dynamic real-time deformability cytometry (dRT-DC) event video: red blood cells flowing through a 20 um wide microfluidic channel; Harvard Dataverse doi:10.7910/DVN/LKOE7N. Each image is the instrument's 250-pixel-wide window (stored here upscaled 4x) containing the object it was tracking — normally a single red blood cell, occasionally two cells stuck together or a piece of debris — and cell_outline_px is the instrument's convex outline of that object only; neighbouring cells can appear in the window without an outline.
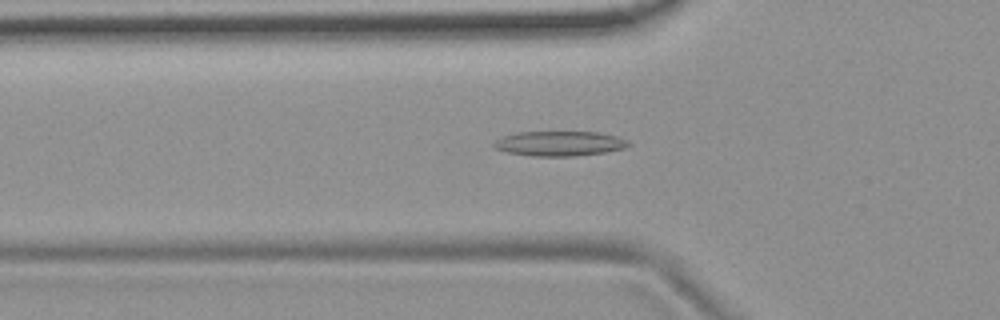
{"species": "common noctule bat (a hibernating species)", "species_latin": "Nyctalus noctula", "temperature_condition": "room temperature", "stored_images_in_passage": 55, "camera_frame_rate_fps": 3000, "um_per_image_px": 0.085, "animal": {"sex": "female", "body_mass_g": 19.9}, "frame": {"image": 1, "passage_image": 18, "time_ms": 5.667, "image_size_px": [1000, 320], "cell_outline_px": [[632, 144], [624, 148], [608, 152], [572, 156], [532, 156], [508, 152], [496, 148], [492, 144], [496, 140], [504, 136], [516, 132], [600, 132], [616, 136], [628, 140]], "centroid_in_image_um": [47.6, 12.2], "position_along_channel_um": 78.2, "area_um2": 19.48}}
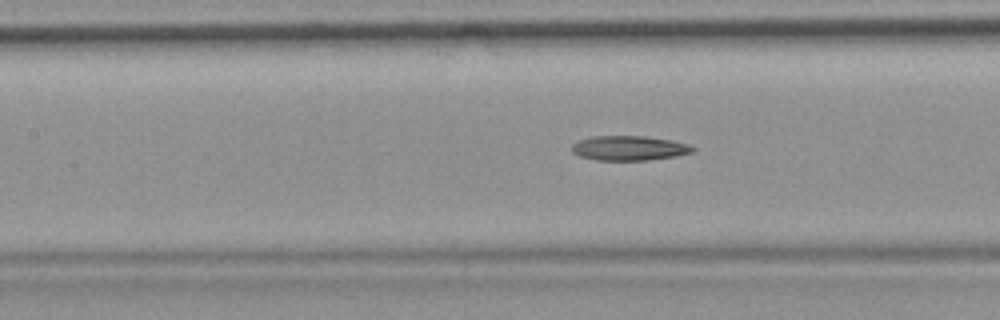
{"frame": {"image": 2, "passage_image": 24, "time_ms": 7.667, "image_size_px": [1000, 320], "cell_outline_px": [[696, 148], [692, 152], [676, 156], [648, 160], [596, 160], [580, 156], [572, 152], [572, 144], [580, 140], [592, 136], [644, 136], [672, 140], [688, 144]], "centroid_in_image_um": [53.48, 12.59], "position_along_channel_um": 153.9, "area_um2": 17.34}}
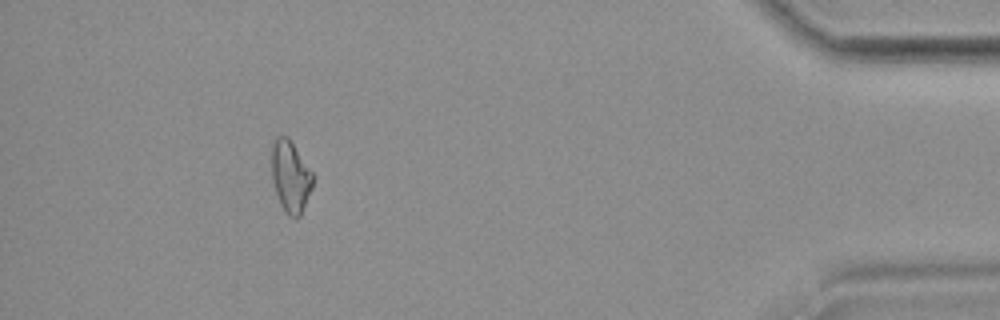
{"frame": {"image": 3, "passage_image": 49, "time_ms": 16.0, "image_size_px": [1000, 320], "cell_outline_px": [[312, 188], [300, 216], [288, 216], [284, 212], [280, 204], [272, 180], [272, 144], [276, 136], [288, 136], [312, 172]], "centroid_in_image_um": [24.68, 14.99], "position_along_channel_um": 410.5, "area_um2": 16.99}}